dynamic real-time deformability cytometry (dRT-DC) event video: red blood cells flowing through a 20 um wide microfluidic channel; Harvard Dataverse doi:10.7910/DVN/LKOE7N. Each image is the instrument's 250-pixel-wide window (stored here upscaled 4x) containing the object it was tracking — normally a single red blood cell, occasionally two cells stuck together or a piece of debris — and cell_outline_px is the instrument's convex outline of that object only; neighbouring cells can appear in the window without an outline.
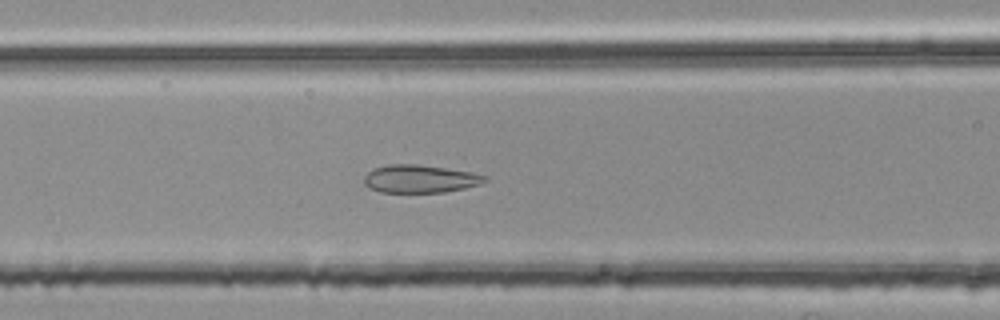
{"species": "common noctule bat (a hibernating species)", "species_latin": "Nyctalus noctula", "temperature_condition": "room temperature", "stored_images_in_passage": 52, "segment_of_instrument_passage": [2, 2], "camera_frame_rate_fps": 3000, "um_per_image_px": 0.085, "animal": {"sex": "female", "body_mass_g": 25.1}, "frame": {"image": 1, "passage_image": 22, "time_ms": 7.0, "image_size_px": [1000, 320], "cell_outline_px": [[488, 180], [480, 184], [464, 188], [444, 192], [380, 192], [368, 188], [364, 184], [364, 176], [372, 168], [388, 164], [416, 164], [472, 172], [488, 176]], "centroid_in_image_um": [35.67, 15.2], "position_along_channel_um": 130.9, "area_um2": 19.71}}
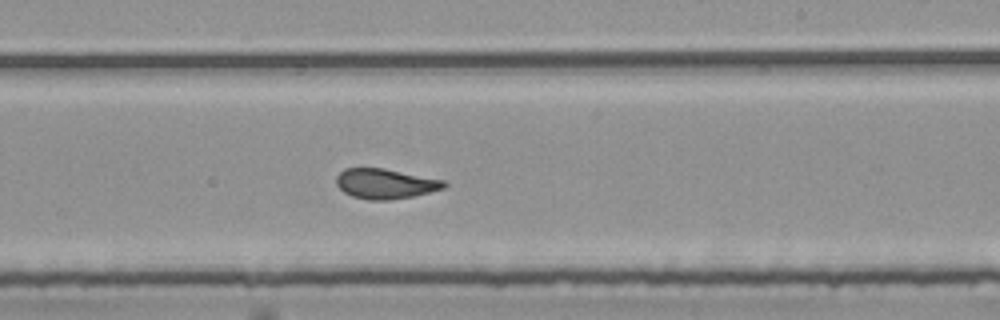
{"frame": {"image": 2, "passage_image": 32, "time_ms": 10.333, "image_size_px": [1000, 320], "cell_outline_px": [[448, 184], [444, 188], [412, 196], [392, 200], [368, 200], [352, 196], [344, 192], [336, 184], [336, 176], [344, 168], [384, 168], [444, 180]], "centroid_in_image_um": [32.73, 15.61], "position_along_channel_um": 256.3, "area_um2": 18.84}}
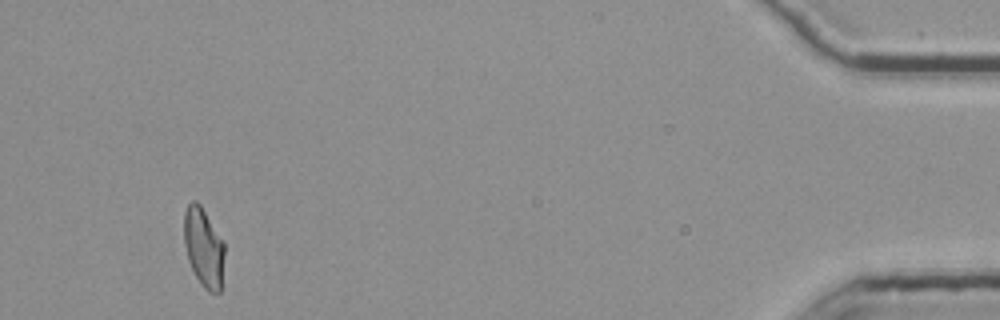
{"frame": {"image": 3, "passage_image": 51, "time_ms": 16.667, "image_size_px": [1000, 320], "cell_outline_px": [[224, 256], [220, 292], [208, 292], [200, 284], [188, 260], [184, 244], [184, 212], [188, 204], [192, 200], [196, 200], [200, 204], [224, 240]], "centroid_in_image_um": [17.31, 21.01], "position_along_channel_um": 417.9, "area_um2": 18.79}}